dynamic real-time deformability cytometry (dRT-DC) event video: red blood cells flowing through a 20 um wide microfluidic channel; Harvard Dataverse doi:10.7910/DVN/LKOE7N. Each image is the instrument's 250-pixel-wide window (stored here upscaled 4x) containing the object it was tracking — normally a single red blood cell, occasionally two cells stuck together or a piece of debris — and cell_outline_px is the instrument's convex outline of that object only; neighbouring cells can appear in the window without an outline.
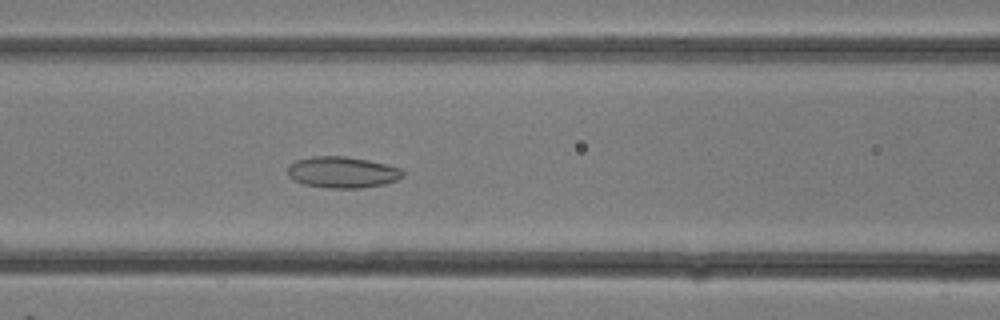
{"species": "common noctule bat (a hibernating species)", "species_latin": "Nyctalus noctula", "temperature_condition": "room temperature", "stored_images_in_passage": 29, "camera_frame_rate_fps": 3000, "um_per_image_px": 0.085, "animal": {"sex": "female"}, "frame": {"image": 1, "passage_image": 13, "time_ms": 4.0, "image_size_px": [1000, 320], "cell_outline_px": [[404, 176], [396, 180], [384, 184], [360, 188], [328, 188], [304, 184], [288, 176], [288, 168], [296, 160], [312, 156], [344, 156], [368, 160], [400, 168], [404, 172]], "centroid_in_image_um": [29.11, 14.64], "position_along_channel_um": 137.5, "area_um2": 20.81}}
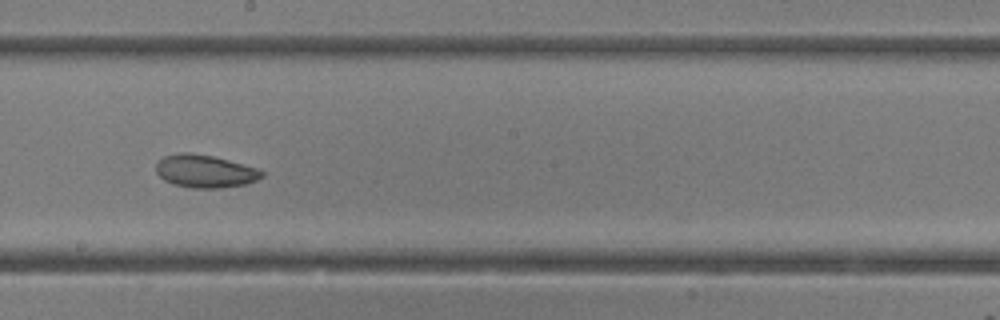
{"frame": {"image": 2, "passage_image": 17, "time_ms": 5.333, "image_size_px": [1000, 320], "cell_outline_px": [[264, 176], [256, 180], [244, 184], [220, 188], [192, 188], [172, 184], [164, 180], [156, 172], [156, 164], [164, 156], [180, 152], [188, 152], [212, 156], [244, 164], [256, 168], [264, 172]], "centroid_in_image_um": [17.41, 14.55], "position_along_channel_um": 230.8, "area_um2": 20.17}}
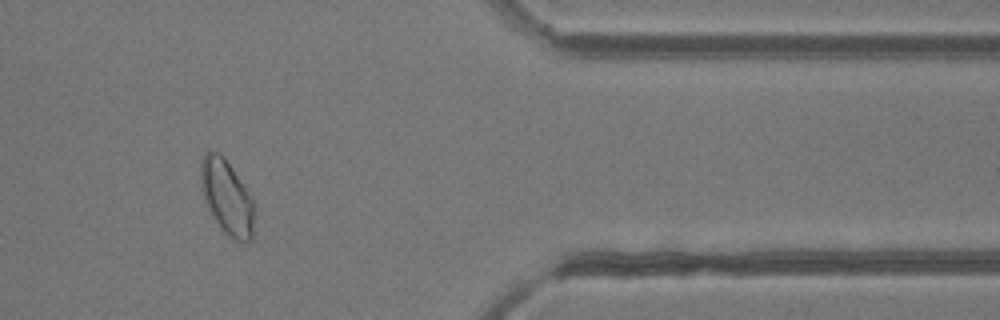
{"frame": {"image": 3, "passage_image": 25, "time_ms": 8.0, "image_size_px": [1000, 320], "cell_outline_px": [[256, 208], [252, 240], [248, 244], [244, 244], [228, 236], [220, 228], [208, 208], [204, 200], [200, 188], [200, 160], [204, 152], [208, 148], [220, 152], [224, 156], [252, 196]], "centroid_in_image_um": [19.29, 16.74], "position_along_channel_um": 392.1, "area_um2": 24.33}}